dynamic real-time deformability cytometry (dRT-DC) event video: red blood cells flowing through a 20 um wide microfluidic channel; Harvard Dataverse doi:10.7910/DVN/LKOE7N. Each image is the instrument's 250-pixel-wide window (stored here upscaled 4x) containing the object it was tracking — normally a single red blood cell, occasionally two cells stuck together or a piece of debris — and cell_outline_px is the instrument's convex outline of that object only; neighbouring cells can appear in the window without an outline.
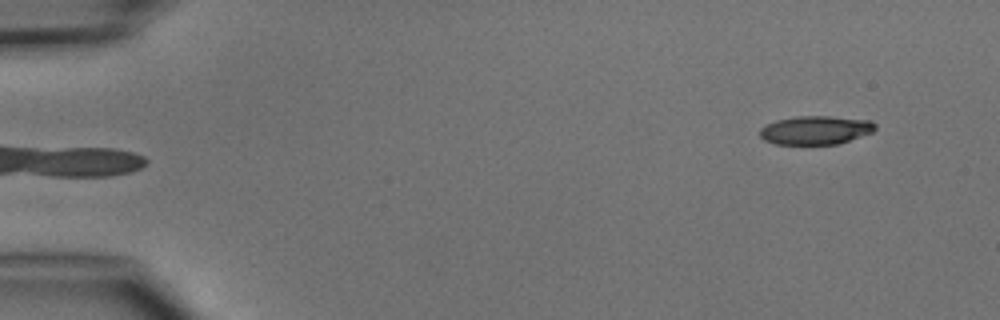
{"species": "common noctule bat (a hibernating species)", "species_latin": "Nyctalus noctula", "temperature_condition": "cold", "stored_images_in_passage": 5, "camera_frame_rate_fps": 3000, "um_per_image_px": 0.085, "animal": {"sex": "male", "body_mass_g": 15.6}, "frame": {"image": 1, "passage_image": 5, "time_ms": 4.667, "image_size_px": [1000, 320], "cell_outline_px": [[876, 128], [872, 132], [836, 144], [776, 144], [764, 140], [760, 136], [760, 128], [776, 120], [796, 116], [828, 116], [872, 120], [876, 124]], "centroid_in_image_um": [69.32, 11.05], "position_along_channel_um": 15.7, "area_um2": 19.13}}